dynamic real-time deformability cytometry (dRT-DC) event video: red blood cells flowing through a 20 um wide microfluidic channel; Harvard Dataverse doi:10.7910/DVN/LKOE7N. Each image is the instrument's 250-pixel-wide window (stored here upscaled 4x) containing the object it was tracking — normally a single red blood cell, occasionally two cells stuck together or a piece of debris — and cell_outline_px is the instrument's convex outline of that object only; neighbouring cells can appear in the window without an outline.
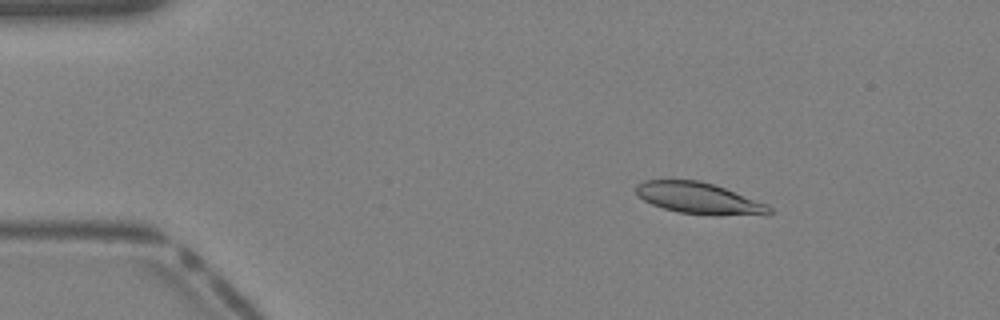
{"species": "Egyptian fruit bat (a non-hibernating species)", "species_latin": "Rousettus aegyptiacus", "temperature_condition": "warm", "stored_images_in_passage": 39, "camera_frame_rate_fps": 3000, "um_per_image_px": 0.085, "animal": {"sex": "female"}, "frame": {"image": 1, "passage_image": 6, "time_ms": 1.667, "image_size_px": [1000, 320], "cell_outline_px": [[772, 212], [768, 216], [720, 216], [680, 212], [664, 208], [652, 204], [644, 200], [636, 192], [636, 184], [644, 180], [700, 180], [724, 188], [768, 204], [772, 208]], "centroid_in_image_um": [59.5, 16.88], "position_along_channel_um": 25.5, "area_um2": 24.57}}
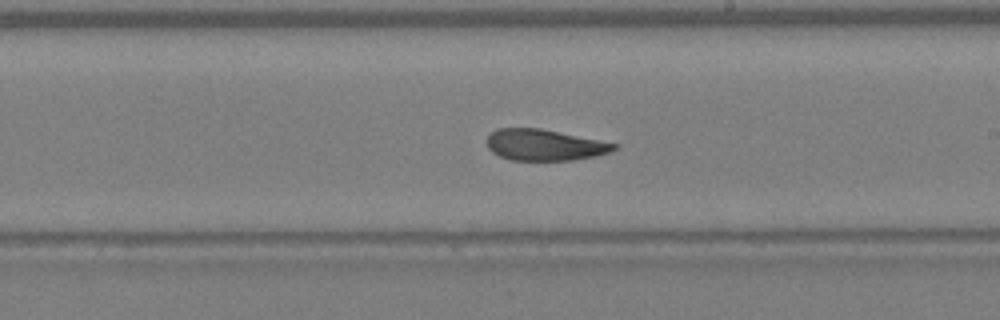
{"frame": {"image": 2, "passage_image": 23, "time_ms": 7.333, "image_size_px": [1000, 320], "cell_outline_px": [[620, 144], [616, 148], [608, 152], [592, 156], [572, 160], [512, 160], [500, 156], [492, 152], [488, 148], [488, 136], [496, 128], [540, 128]], "centroid_in_image_um": [46.27, 12.31], "position_along_channel_um": 242.7, "area_um2": 22.89}}
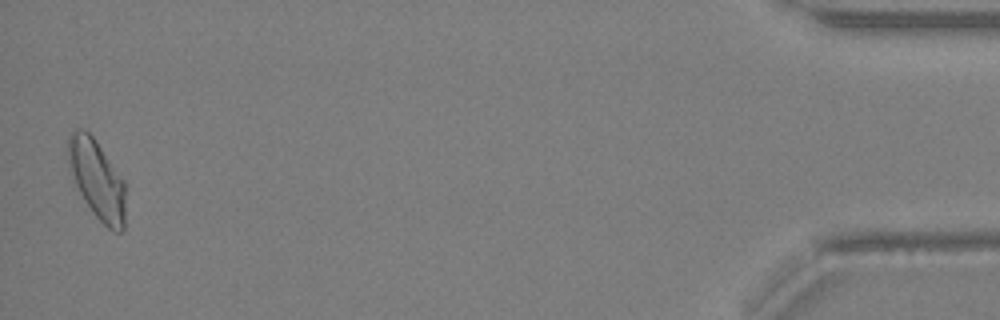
{"frame": {"image": 3, "passage_image": 39, "time_ms": 12.667, "image_size_px": [1000, 320], "cell_outline_px": [[124, 228], [120, 232], [112, 232], [92, 212], [84, 200], [76, 184], [68, 160], [68, 136], [76, 128], [84, 128], [92, 136], [124, 180]], "centroid_in_image_um": [8.24, 15.25], "position_along_channel_um": 427.0, "area_um2": 25.89}}